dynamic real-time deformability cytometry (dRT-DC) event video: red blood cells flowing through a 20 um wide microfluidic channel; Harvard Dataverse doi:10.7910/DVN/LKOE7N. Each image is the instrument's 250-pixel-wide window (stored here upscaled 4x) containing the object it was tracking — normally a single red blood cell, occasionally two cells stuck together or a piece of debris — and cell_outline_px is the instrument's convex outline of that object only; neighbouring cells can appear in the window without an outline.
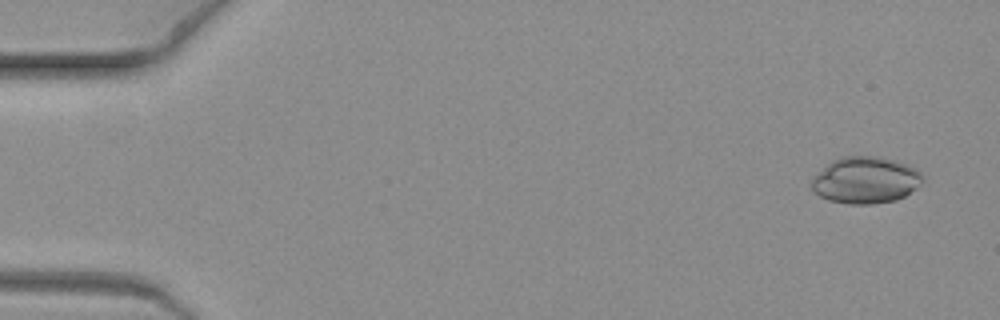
{"species": "common noctule bat (a hibernating species)", "species_latin": "Nyctalus noctula", "temperature_condition": "warm", "stored_images_in_passage": 8, "camera_frame_rate_fps": 3000, "um_per_image_px": 0.085, "animal": {"sex": "female", "body_mass_g": 19.3, "forearm_length_mm": 54.1}, "frame": {"image": 1, "passage_image": 2, "time_ms": 0.333, "image_size_px": [1000, 320], "cell_outline_px": [[924, 180], [916, 188], [904, 196], [896, 200], [872, 204], [848, 204], [828, 200], [812, 192], [812, 180], [832, 160], [844, 156], [880, 156], [916, 168], [924, 176]], "centroid_in_image_um": [73.59, 15.32], "position_along_channel_um": 11.4, "area_um2": 30.06}}